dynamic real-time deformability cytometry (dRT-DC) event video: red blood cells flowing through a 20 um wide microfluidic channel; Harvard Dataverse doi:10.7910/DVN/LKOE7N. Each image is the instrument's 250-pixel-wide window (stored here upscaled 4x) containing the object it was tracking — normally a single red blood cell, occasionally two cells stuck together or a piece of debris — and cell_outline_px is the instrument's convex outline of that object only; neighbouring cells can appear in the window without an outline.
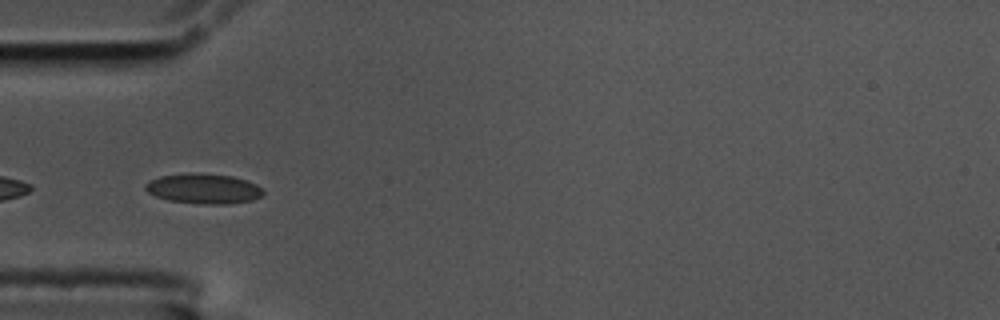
{"species": "common noctule bat (a hibernating species)", "species_latin": "Nyctalus noctula", "temperature_condition": "cold", "stored_images_in_passage": 10, "camera_frame_rate_fps": 3000, "um_per_image_px": 0.085, "animal": {"sex": "male", "body_mass_g": 17.5, "forearm_length_mm": 52.3}, "frame": {"image": 1, "passage_image": 2, "time_ms": 0.333, "image_size_px": [1000, 320], "cell_outline_px": [[264, 192], [260, 196], [252, 200], [228, 204], [204, 204], [168, 200], [156, 196], [148, 192], [144, 188], [144, 184], [160, 176], [192, 172], [232, 176], [248, 180], [256, 184]], "centroid_in_image_um": [17.3, 16.03], "position_along_channel_um": 67.7, "area_um2": 20.58}}